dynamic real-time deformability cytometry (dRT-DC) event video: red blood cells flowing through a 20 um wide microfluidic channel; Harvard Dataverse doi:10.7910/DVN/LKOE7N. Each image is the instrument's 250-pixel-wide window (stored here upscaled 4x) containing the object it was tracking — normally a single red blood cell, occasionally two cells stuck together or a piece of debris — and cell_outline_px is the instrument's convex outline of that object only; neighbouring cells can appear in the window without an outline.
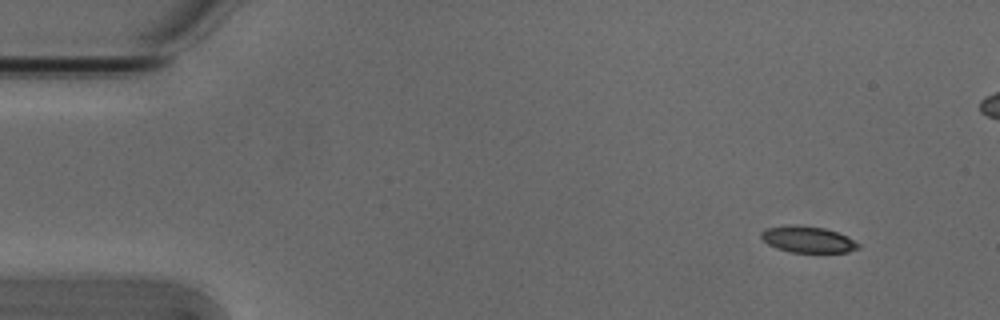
{"species": "Egyptian fruit bat (a non-hibernating species)", "species_latin": "Rousettus aegyptiacus", "temperature_condition": "cold", "stored_images_in_passage": 5, "camera_frame_rate_fps": 3000, "um_per_image_px": 0.085, "animal": {"sex": "male"}, "frame": {"image": 1, "passage_image": 1, "time_ms": 0.0, "image_size_px": [1000, 320], "cell_outline_px": [[860, 248], [848, 252], [788, 252], [776, 248], [768, 244], [760, 236], [760, 232], [764, 228], [796, 224], [824, 228], [836, 232], [860, 244]], "centroid_in_image_um": [68.61, 20.35], "position_along_channel_um": 16.4, "area_um2": 14.85}}